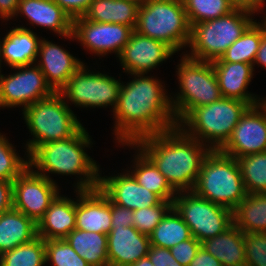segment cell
Masks as SVG:
<instances>
[{
    "mask_svg": "<svg viewBox=\"0 0 266 266\" xmlns=\"http://www.w3.org/2000/svg\"><path fill=\"white\" fill-rule=\"evenodd\" d=\"M129 1H132V2H135L137 3L138 5H143L147 0H129Z\"/></svg>",
    "mask_w": 266,
    "mask_h": 266,
    "instance_id": "cell-51",
    "label": "cell"
},
{
    "mask_svg": "<svg viewBox=\"0 0 266 266\" xmlns=\"http://www.w3.org/2000/svg\"><path fill=\"white\" fill-rule=\"evenodd\" d=\"M249 107L244 101L222 97L216 102L194 108L178 125L211 150H220Z\"/></svg>",
    "mask_w": 266,
    "mask_h": 266,
    "instance_id": "cell-4",
    "label": "cell"
},
{
    "mask_svg": "<svg viewBox=\"0 0 266 266\" xmlns=\"http://www.w3.org/2000/svg\"><path fill=\"white\" fill-rule=\"evenodd\" d=\"M245 264L266 266V233L244 234Z\"/></svg>",
    "mask_w": 266,
    "mask_h": 266,
    "instance_id": "cell-39",
    "label": "cell"
},
{
    "mask_svg": "<svg viewBox=\"0 0 266 266\" xmlns=\"http://www.w3.org/2000/svg\"><path fill=\"white\" fill-rule=\"evenodd\" d=\"M29 166V158L22 159L0 133V180L14 181Z\"/></svg>",
    "mask_w": 266,
    "mask_h": 266,
    "instance_id": "cell-36",
    "label": "cell"
},
{
    "mask_svg": "<svg viewBox=\"0 0 266 266\" xmlns=\"http://www.w3.org/2000/svg\"><path fill=\"white\" fill-rule=\"evenodd\" d=\"M132 75L135 77L132 81L124 85L122 82L113 111V128L119 144L134 143L142 137L178 125L171 97L161 81L154 76H144V73Z\"/></svg>",
    "mask_w": 266,
    "mask_h": 266,
    "instance_id": "cell-1",
    "label": "cell"
},
{
    "mask_svg": "<svg viewBox=\"0 0 266 266\" xmlns=\"http://www.w3.org/2000/svg\"><path fill=\"white\" fill-rule=\"evenodd\" d=\"M67 103L59 92H54L22 109L23 119L34 137L27 141L25 155L29 156L41 144L70 138L82 127Z\"/></svg>",
    "mask_w": 266,
    "mask_h": 266,
    "instance_id": "cell-7",
    "label": "cell"
},
{
    "mask_svg": "<svg viewBox=\"0 0 266 266\" xmlns=\"http://www.w3.org/2000/svg\"><path fill=\"white\" fill-rule=\"evenodd\" d=\"M247 193H266V151L236 159Z\"/></svg>",
    "mask_w": 266,
    "mask_h": 266,
    "instance_id": "cell-34",
    "label": "cell"
},
{
    "mask_svg": "<svg viewBox=\"0 0 266 266\" xmlns=\"http://www.w3.org/2000/svg\"><path fill=\"white\" fill-rule=\"evenodd\" d=\"M37 66L45 75L47 83L55 92L67 83L70 76L84 63L52 42L42 38L39 45Z\"/></svg>",
    "mask_w": 266,
    "mask_h": 266,
    "instance_id": "cell-20",
    "label": "cell"
},
{
    "mask_svg": "<svg viewBox=\"0 0 266 266\" xmlns=\"http://www.w3.org/2000/svg\"><path fill=\"white\" fill-rule=\"evenodd\" d=\"M201 247V242L192 237L170 248L172 256L182 266H189Z\"/></svg>",
    "mask_w": 266,
    "mask_h": 266,
    "instance_id": "cell-40",
    "label": "cell"
},
{
    "mask_svg": "<svg viewBox=\"0 0 266 266\" xmlns=\"http://www.w3.org/2000/svg\"><path fill=\"white\" fill-rule=\"evenodd\" d=\"M233 224L244 234L266 233V193H248L233 210Z\"/></svg>",
    "mask_w": 266,
    "mask_h": 266,
    "instance_id": "cell-28",
    "label": "cell"
},
{
    "mask_svg": "<svg viewBox=\"0 0 266 266\" xmlns=\"http://www.w3.org/2000/svg\"><path fill=\"white\" fill-rule=\"evenodd\" d=\"M220 151L236 159L266 151V114L258 105L245 111Z\"/></svg>",
    "mask_w": 266,
    "mask_h": 266,
    "instance_id": "cell-15",
    "label": "cell"
},
{
    "mask_svg": "<svg viewBox=\"0 0 266 266\" xmlns=\"http://www.w3.org/2000/svg\"><path fill=\"white\" fill-rule=\"evenodd\" d=\"M255 64H260L262 67L266 68V32L262 36V40L253 63V68Z\"/></svg>",
    "mask_w": 266,
    "mask_h": 266,
    "instance_id": "cell-47",
    "label": "cell"
},
{
    "mask_svg": "<svg viewBox=\"0 0 266 266\" xmlns=\"http://www.w3.org/2000/svg\"><path fill=\"white\" fill-rule=\"evenodd\" d=\"M255 12L237 6L225 16L192 25L188 44L191 53L185 55L207 62L221 58L227 48L254 22L252 16Z\"/></svg>",
    "mask_w": 266,
    "mask_h": 266,
    "instance_id": "cell-5",
    "label": "cell"
},
{
    "mask_svg": "<svg viewBox=\"0 0 266 266\" xmlns=\"http://www.w3.org/2000/svg\"><path fill=\"white\" fill-rule=\"evenodd\" d=\"M12 69L18 71L7 76L0 74L1 108L24 106L25 109L55 92L36 63Z\"/></svg>",
    "mask_w": 266,
    "mask_h": 266,
    "instance_id": "cell-12",
    "label": "cell"
},
{
    "mask_svg": "<svg viewBox=\"0 0 266 266\" xmlns=\"http://www.w3.org/2000/svg\"><path fill=\"white\" fill-rule=\"evenodd\" d=\"M76 229L108 234L111 231V201L98 188L76 190Z\"/></svg>",
    "mask_w": 266,
    "mask_h": 266,
    "instance_id": "cell-18",
    "label": "cell"
},
{
    "mask_svg": "<svg viewBox=\"0 0 266 266\" xmlns=\"http://www.w3.org/2000/svg\"><path fill=\"white\" fill-rule=\"evenodd\" d=\"M191 238L190 228L174 207L168 211L149 235L151 245L167 249Z\"/></svg>",
    "mask_w": 266,
    "mask_h": 266,
    "instance_id": "cell-32",
    "label": "cell"
},
{
    "mask_svg": "<svg viewBox=\"0 0 266 266\" xmlns=\"http://www.w3.org/2000/svg\"><path fill=\"white\" fill-rule=\"evenodd\" d=\"M153 266H182L172 256L170 249L151 245L148 252Z\"/></svg>",
    "mask_w": 266,
    "mask_h": 266,
    "instance_id": "cell-41",
    "label": "cell"
},
{
    "mask_svg": "<svg viewBox=\"0 0 266 266\" xmlns=\"http://www.w3.org/2000/svg\"><path fill=\"white\" fill-rule=\"evenodd\" d=\"M173 207L190 228L192 237L199 242L217 236L233 224V211L196 195L180 191Z\"/></svg>",
    "mask_w": 266,
    "mask_h": 266,
    "instance_id": "cell-10",
    "label": "cell"
},
{
    "mask_svg": "<svg viewBox=\"0 0 266 266\" xmlns=\"http://www.w3.org/2000/svg\"><path fill=\"white\" fill-rule=\"evenodd\" d=\"M113 177H99V189L108 199L121 207L131 210L153 207L163 200L155 193L140 185L130 171Z\"/></svg>",
    "mask_w": 266,
    "mask_h": 266,
    "instance_id": "cell-17",
    "label": "cell"
},
{
    "mask_svg": "<svg viewBox=\"0 0 266 266\" xmlns=\"http://www.w3.org/2000/svg\"><path fill=\"white\" fill-rule=\"evenodd\" d=\"M201 247L221 262L222 266L245 264L244 233L234 224L217 236L201 242Z\"/></svg>",
    "mask_w": 266,
    "mask_h": 266,
    "instance_id": "cell-25",
    "label": "cell"
},
{
    "mask_svg": "<svg viewBox=\"0 0 266 266\" xmlns=\"http://www.w3.org/2000/svg\"><path fill=\"white\" fill-rule=\"evenodd\" d=\"M65 240L90 266H109L107 234L75 228Z\"/></svg>",
    "mask_w": 266,
    "mask_h": 266,
    "instance_id": "cell-29",
    "label": "cell"
},
{
    "mask_svg": "<svg viewBox=\"0 0 266 266\" xmlns=\"http://www.w3.org/2000/svg\"><path fill=\"white\" fill-rule=\"evenodd\" d=\"M124 145L140 149L176 192L193 190L201 165L211 151L179 125Z\"/></svg>",
    "mask_w": 266,
    "mask_h": 266,
    "instance_id": "cell-2",
    "label": "cell"
},
{
    "mask_svg": "<svg viewBox=\"0 0 266 266\" xmlns=\"http://www.w3.org/2000/svg\"><path fill=\"white\" fill-rule=\"evenodd\" d=\"M41 39L26 27L11 29L0 41V64L2 59L9 67L36 63Z\"/></svg>",
    "mask_w": 266,
    "mask_h": 266,
    "instance_id": "cell-23",
    "label": "cell"
},
{
    "mask_svg": "<svg viewBox=\"0 0 266 266\" xmlns=\"http://www.w3.org/2000/svg\"><path fill=\"white\" fill-rule=\"evenodd\" d=\"M13 208V181L0 180V214Z\"/></svg>",
    "mask_w": 266,
    "mask_h": 266,
    "instance_id": "cell-44",
    "label": "cell"
},
{
    "mask_svg": "<svg viewBox=\"0 0 266 266\" xmlns=\"http://www.w3.org/2000/svg\"><path fill=\"white\" fill-rule=\"evenodd\" d=\"M133 31L123 24L93 22L83 16L73 19L72 32L75 40L98 56L112 51L119 56Z\"/></svg>",
    "mask_w": 266,
    "mask_h": 266,
    "instance_id": "cell-14",
    "label": "cell"
},
{
    "mask_svg": "<svg viewBox=\"0 0 266 266\" xmlns=\"http://www.w3.org/2000/svg\"><path fill=\"white\" fill-rule=\"evenodd\" d=\"M87 70L83 64L70 76L59 93L64 100L71 101L75 106L83 108L112 106L114 111L122 83L107 74Z\"/></svg>",
    "mask_w": 266,
    "mask_h": 266,
    "instance_id": "cell-11",
    "label": "cell"
},
{
    "mask_svg": "<svg viewBox=\"0 0 266 266\" xmlns=\"http://www.w3.org/2000/svg\"><path fill=\"white\" fill-rule=\"evenodd\" d=\"M88 134L82 126L70 138L39 145L29 156H26L29 158V166L37 168V171L34 170L37 174L51 181L53 179L47 174L50 172L51 174L79 175L80 180L75 183L76 190L98 188L99 165L85 152V147H91L92 143Z\"/></svg>",
    "mask_w": 266,
    "mask_h": 266,
    "instance_id": "cell-3",
    "label": "cell"
},
{
    "mask_svg": "<svg viewBox=\"0 0 266 266\" xmlns=\"http://www.w3.org/2000/svg\"><path fill=\"white\" fill-rule=\"evenodd\" d=\"M176 71L180 92L171 104L179 124L194 108L222 98L212 62L195 60L183 55ZM173 98V99H172Z\"/></svg>",
    "mask_w": 266,
    "mask_h": 266,
    "instance_id": "cell-9",
    "label": "cell"
},
{
    "mask_svg": "<svg viewBox=\"0 0 266 266\" xmlns=\"http://www.w3.org/2000/svg\"><path fill=\"white\" fill-rule=\"evenodd\" d=\"M72 19L83 16L93 0H53Z\"/></svg>",
    "mask_w": 266,
    "mask_h": 266,
    "instance_id": "cell-43",
    "label": "cell"
},
{
    "mask_svg": "<svg viewBox=\"0 0 266 266\" xmlns=\"http://www.w3.org/2000/svg\"><path fill=\"white\" fill-rule=\"evenodd\" d=\"M131 266H153V264L147 255L145 257H142L140 260L136 261Z\"/></svg>",
    "mask_w": 266,
    "mask_h": 266,
    "instance_id": "cell-49",
    "label": "cell"
},
{
    "mask_svg": "<svg viewBox=\"0 0 266 266\" xmlns=\"http://www.w3.org/2000/svg\"><path fill=\"white\" fill-rule=\"evenodd\" d=\"M46 262L53 266H90L65 239L45 240Z\"/></svg>",
    "mask_w": 266,
    "mask_h": 266,
    "instance_id": "cell-37",
    "label": "cell"
},
{
    "mask_svg": "<svg viewBox=\"0 0 266 266\" xmlns=\"http://www.w3.org/2000/svg\"><path fill=\"white\" fill-rule=\"evenodd\" d=\"M176 52L164 42L133 31L118 58L128 74H147Z\"/></svg>",
    "mask_w": 266,
    "mask_h": 266,
    "instance_id": "cell-16",
    "label": "cell"
},
{
    "mask_svg": "<svg viewBox=\"0 0 266 266\" xmlns=\"http://www.w3.org/2000/svg\"><path fill=\"white\" fill-rule=\"evenodd\" d=\"M107 246L109 266H131L148 255L151 244L148 235L129 226L111 229Z\"/></svg>",
    "mask_w": 266,
    "mask_h": 266,
    "instance_id": "cell-19",
    "label": "cell"
},
{
    "mask_svg": "<svg viewBox=\"0 0 266 266\" xmlns=\"http://www.w3.org/2000/svg\"><path fill=\"white\" fill-rule=\"evenodd\" d=\"M262 98H259L257 105L264 111V113L266 114V97L263 98L262 100H260ZM261 101V102H260Z\"/></svg>",
    "mask_w": 266,
    "mask_h": 266,
    "instance_id": "cell-50",
    "label": "cell"
},
{
    "mask_svg": "<svg viewBox=\"0 0 266 266\" xmlns=\"http://www.w3.org/2000/svg\"><path fill=\"white\" fill-rule=\"evenodd\" d=\"M76 201L57 195L37 223V236L44 240L65 239L76 228Z\"/></svg>",
    "mask_w": 266,
    "mask_h": 266,
    "instance_id": "cell-24",
    "label": "cell"
},
{
    "mask_svg": "<svg viewBox=\"0 0 266 266\" xmlns=\"http://www.w3.org/2000/svg\"><path fill=\"white\" fill-rule=\"evenodd\" d=\"M140 5L129 0H93L83 17L100 23L136 27Z\"/></svg>",
    "mask_w": 266,
    "mask_h": 266,
    "instance_id": "cell-27",
    "label": "cell"
},
{
    "mask_svg": "<svg viewBox=\"0 0 266 266\" xmlns=\"http://www.w3.org/2000/svg\"><path fill=\"white\" fill-rule=\"evenodd\" d=\"M138 150L139 154L137 153L134 159V170L130 173L140 185L157 194L163 201H173L177 192L154 163L140 149Z\"/></svg>",
    "mask_w": 266,
    "mask_h": 266,
    "instance_id": "cell-30",
    "label": "cell"
},
{
    "mask_svg": "<svg viewBox=\"0 0 266 266\" xmlns=\"http://www.w3.org/2000/svg\"><path fill=\"white\" fill-rule=\"evenodd\" d=\"M192 191L232 211L248 194L236 158L220 150L205 157Z\"/></svg>",
    "mask_w": 266,
    "mask_h": 266,
    "instance_id": "cell-6",
    "label": "cell"
},
{
    "mask_svg": "<svg viewBox=\"0 0 266 266\" xmlns=\"http://www.w3.org/2000/svg\"><path fill=\"white\" fill-rule=\"evenodd\" d=\"M190 25L229 14L237 6L234 0H182Z\"/></svg>",
    "mask_w": 266,
    "mask_h": 266,
    "instance_id": "cell-35",
    "label": "cell"
},
{
    "mask_svg": "<svg viewBox=\"0 0 266 266\" xmlns=\"http://www.w3.org/2000/svg\"><path fill=\"white\" fill-rule=\"evenodd\" d=\"M235 5L238 7H245L260 12L265 5V0H234Z\"/></svg>",
    "mask_w": 266,
    "mask_h": 266,
    "instance_id": "cell-48",
    "label": "cell"
},
{
    "mask_svg": "<svg viewBox=\"0 0 266 266\" xmlns=\"http://www.w3.org/2000/svg\"><path fill=\"white\" fill-rule=\"evenodd\" d=\"M189 266H222V264L203 247H200Z\"/></svg>",
    "mask_w": 266,
    "mask_h": 266,
    "instance_id": "cell-45",
    "label": "cell"
},
{
    "mask_svg": "<svg viewBox=\"0 0 266 266\" xmlns=\"http://www.w3.org/2000/svg\"><path fill=\"white\" fill-rule=\"evenodd\" d=\"M24 15L30 24L51 29L58 35L74 39L73 19L53 0H20L16 16Z\"/></svg>",
    "mask_w": 266,
    "mask_h": 266,
    "instance_id": "cell-21",
    "label": "cell"
},
{
    "mask_svg": "<svg viewBox=\"0 0 266 266\" xmlns=\"http://www.w3.org/2000/svg\"><path fill=\"white\" fill-rule=\"evenodd\" d=\"M20 0H0V18L9 20L15 17Z\"/></svg>",
    "mask_w": 266,
    "mask_h": 266,
    "instance_id": "cell-46",
    "label": "cell"
},
{
    "mask_svg": "<svg viewBox=\"0 0 266 266\" xmlns=\"http://www.w3.org/2000/svg\"><path fill=\"white\" fill-rule=\"evenodd\" d=\"M224 98L244 101L250 106L257 105L259 97L246 89L253 77V65L249 63L212 62Z\"/></svg>",
    "mask_w": 266,
    "mask_h": 266,
    "instance_id": "cell-22",
    "label": "cell"
},
{
    "mask_svg": "<svg viewBox=\"0 0 266 266\" xmlns=\"http://www.w3.org/2000/svg\"><path fill=\"white\" fill-rule=\"evenodd\" d=\"M134 31L178 52L188 47L191 25L182 0H147L139 7Z\"/></svg>",
    "mask_w": 266,
    "mask_h": 266,
    "instance_id": "cell-8",
    "label": "cell"
},
{
    "mask_svg": "<svg viewBox=\"0 0 266 266\" xmlns=\"http://www.w3.org/2000/svg\"><path fill=\"white\" fill-rule=\"evenodd\" d=\"M46 263L45 240L40 236L0 255V266H43Z\"/></svg>",
    "mask_w": 266,
    "mask_h": 266,
    "instance_id": "cell-33",
    "label": "cell"
},
{
    "mask_svg": "<svg viewBox=\"0 0 266 266\" xmlns=\"http://www.w3.org/2000/svg\"><path fill=\"white\" fill-rule=\"evenodd\" d=\"M111 229L133 226V210L118 206L111 202Z\"/></svg>",
    "mask_w": 266,
    "mask_h": 266,
    "instance_id": "cell-42",
    "label": "cell"
},
{
    "mask_svg": "<svg viewBox=\"0 0 266 266\" xmlns=\"http://www.w3.org/2000/svg\"><path fill=\"white\" fill-rule=\"evenodd\" d=\"M37 237V224L12 208L0 214V255Z\"/></svg>",
    "mask_w": 266,
    "mask_h": 266,
    "instance_id": "cell-26",
    "label": "cell"
},
{
    "mask_svg": "<svg viewBox=\"0 0 266 266\" xmlns=\"http://www.w3.org/2000/svg\"><path fill=\"white\" fill-rule=\"evenodd\" d=\"M172 207L173 201H162L153 207L134 210L133 227L149 236Z\"/></svg>",
    "mask_w": 266,
    "mask_h": 266,
    "instance_id": "cell-38",
    "label": "cell"
},
{
    "mask_svg": "<svg viewBox=\"0 0 266 266\" xmlns=\"http://www.w3.org/2000/svg\"><path fill=\"white\" fill-rule=\"evenodd\" d=\"M262 23V24H261ZM254 21L230 47L221 58L212 62L254 63L262 36L266 32V24Z\"/></svg>",
    "mask_w": 266,
    "mask_h": 266,
    "instance_id": "cell-31",
    "label": "cell"
},
{
    "mask_svg": "<svg viewBox=\"0 0 266 266\" xmlns=\"http://www.w3.org/2000/svg\"><path fill=\"white\" fill-rule=\"evenodd\" d=\"M58 187L55 181L37 174L28 166L13 181V208L37 224L59 194Z\"/></svg>",
    "mask_w": 266,
    "mask_h": 266,
    "instance_id": "cell-13",
    "label": "cell"
}]
</instances>
